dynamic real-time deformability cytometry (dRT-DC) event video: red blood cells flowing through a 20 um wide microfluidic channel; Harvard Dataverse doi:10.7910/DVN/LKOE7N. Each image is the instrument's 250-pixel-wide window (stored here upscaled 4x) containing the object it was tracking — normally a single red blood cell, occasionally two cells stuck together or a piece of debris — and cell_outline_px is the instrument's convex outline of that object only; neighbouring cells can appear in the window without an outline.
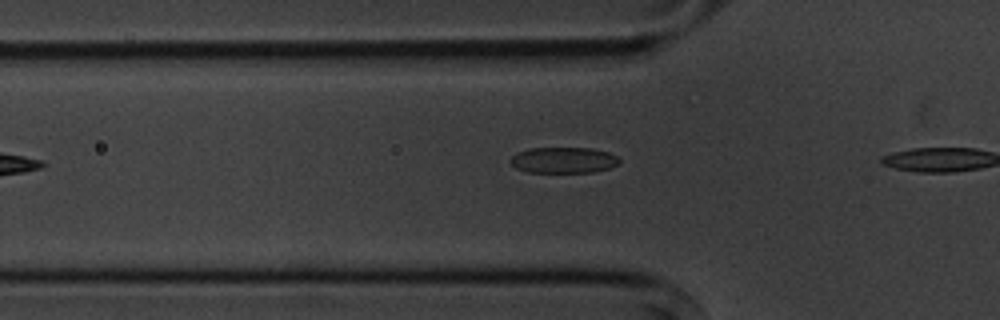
{"species": "common noctule bat (a hibernating species)", "species_latin": "Nyctalus noctula", "temperature_condition": "cold", "stored_images_in_passage": 4, "camera_frame_rate_fps": 3000, "um_per_image_px": 0.085, "animal": {"sex": "male", "body_mass_g": 20.1, "forearm_length_mm": 53.5}, "frame": {"image": 1, "passage_image": 4, "time_ms": 4.333, "image_size_px": [1000, 320], "cell_outline_px": [[620, 164], [596, 172], [528, 172], [516, 168], [508, 160], [516, 152], [528, 148], [592, 148], [608, 152], [616, 156], [620, 160]], "centroid_in_image_um": [47.89, 13.61], "position_along_channel_um": 77.9, "area_um2": 16.59}}